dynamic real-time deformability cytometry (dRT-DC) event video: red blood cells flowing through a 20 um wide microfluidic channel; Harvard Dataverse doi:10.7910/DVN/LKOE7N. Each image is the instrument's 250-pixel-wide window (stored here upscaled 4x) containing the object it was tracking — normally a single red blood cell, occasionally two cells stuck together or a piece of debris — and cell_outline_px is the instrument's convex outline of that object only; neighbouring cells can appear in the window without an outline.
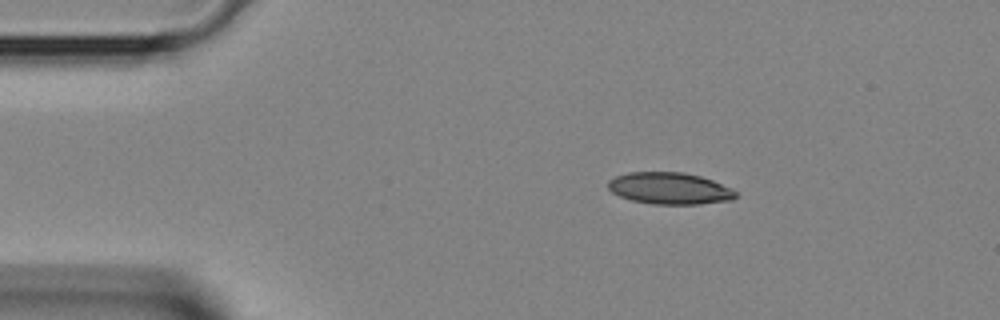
{"species": "Egyptian fruit bat (a non-hibernating species)", "species_latin": "Rousettus aegyptiacus", "temperature_condition": "room temperature", "stored_images_in_passage": 2, "camera_frame_rate_fps": 3000, "um_per_image_px": 0.085, "animal": {"sex": "female"}, "frame": {"image": 1, "passage_image": 1, "time_ms": 0.0, "image_size_px": [1000, 320], "cell_outline_px": [[736, 196], [732, 200], [700, 204], [652, 204], [632, 200], [620, 196], [612, 192], [608, 188], [608, 180], [616, 176], [628, 172], [684, 172], [700, 176], [712, 180], [732, 188], [736, 192]], "centroid_in_image_um": [56.92, 16.01], "position_along_channel_um": 28.1, "area_um2": 23.64}}